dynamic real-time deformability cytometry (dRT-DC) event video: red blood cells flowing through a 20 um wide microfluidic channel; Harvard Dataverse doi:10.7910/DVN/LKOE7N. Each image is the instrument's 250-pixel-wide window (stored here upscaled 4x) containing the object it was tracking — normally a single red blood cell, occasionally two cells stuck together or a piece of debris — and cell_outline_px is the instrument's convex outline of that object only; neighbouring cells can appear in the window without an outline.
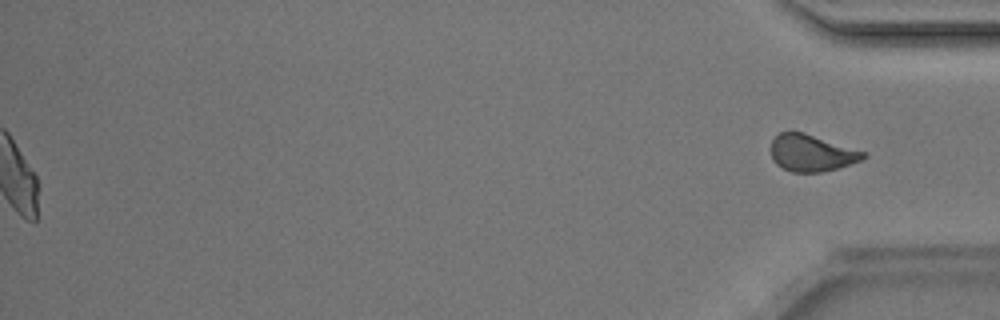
{"species": "Egyptian fruit bat (a non-hibernating species)", "species_latin": "Rousettus aegyptiacus", "temperature_condition": "room temperature", "stored_images_in_passage": 41, "segment_of_instrument_passage": [2, 2], "camera_frame_rate_fps": 3000, "um_per_image_px": 0.085, "animal": {"sex": "male"}, "frame": {"image": 1, "passage_image": 41, "time_ms": 13.333, "image_size_px": [1000, 320], "cell_outline_px": [[868, 156], [860, 160], [836, 168], [820, 172], [792, 172], [776, 164], [772, 160], [772, 140], [780, 132], [788, 128], [804, 132], [868, 152]], "centroid_in_image_um": [68.97, 12.96], "position_along_channel_um": 366.2, "area_um2": 20.06}}